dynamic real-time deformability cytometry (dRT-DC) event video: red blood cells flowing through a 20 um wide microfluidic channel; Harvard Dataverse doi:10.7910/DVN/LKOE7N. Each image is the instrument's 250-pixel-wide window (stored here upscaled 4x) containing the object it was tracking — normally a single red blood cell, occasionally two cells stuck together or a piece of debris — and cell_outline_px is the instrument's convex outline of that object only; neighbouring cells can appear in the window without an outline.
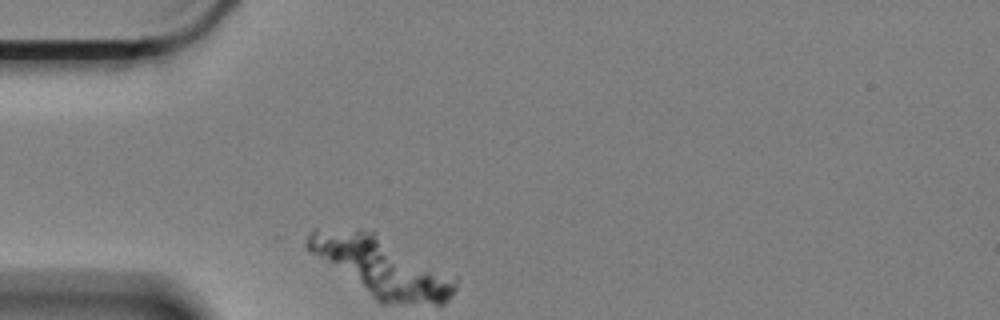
{"species": "Egyptian fruit bat (a non-hibernating species)", "species_latin": "Rousettus aegyptiacus", "temperature_condition": "cold", "stored_images_in_passage": 38, "segment_of_instrument_passage": [1, 2], "camera_frame_rate_fps": 3000, "um_per_image_px": 0.085, "animal": {"sex": "female"}, "frame": {"image": 1, "passage_image": 1, "time_ms": 0.0, "image_size_px": [1000, 320], "cell_outline_px": [[452, 292], [440, 304], [380, 300], [308, 248], [308, 240], [368, 236], [452, 288]], "centroid_in_image_um": [32.35, 22.97], "position_along_channel_um": 52.6, "area_um2": 37.11}}